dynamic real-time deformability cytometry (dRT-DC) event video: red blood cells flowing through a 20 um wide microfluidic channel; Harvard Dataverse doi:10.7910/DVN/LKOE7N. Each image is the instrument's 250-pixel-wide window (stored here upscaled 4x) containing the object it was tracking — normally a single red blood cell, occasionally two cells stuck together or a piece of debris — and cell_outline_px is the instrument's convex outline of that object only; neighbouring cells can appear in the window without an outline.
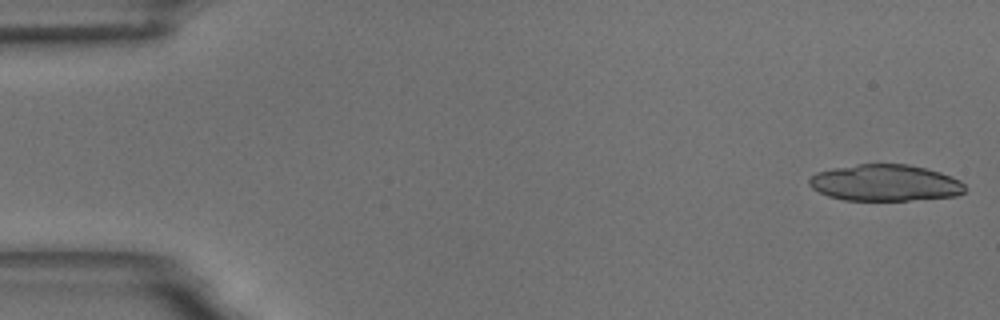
{"species": "common noctule bat (a hibernating species)", "species_latin": "Nyctalus noctula", "temperature_condition": "room temperature", "stored_images_in_passage": 41, "camera_frame_rate_fps": 3000, "um_per_image_px": 0.085, "animal": {"sex": "male", "body_mass_g": 18.8}, "frame": {"image": 1, "passage_image": 1, "time_ms": 0.0, "image_size_px": [1000, 320], "cell_outline_px": [[968, 188], [964, 192], [956, 196], [908, 200], [844, 200], [828, 196], [812, 188], [808, 184], [808, 180], [816, 172], [832, 168], [860, 164], [908, 164], [940, 172], [952, 176], [960, 180]], "centroid_in_image_um": [75.25, 15.54], "position_along_channel_um": 9.8, "area_um2": 33.18}}
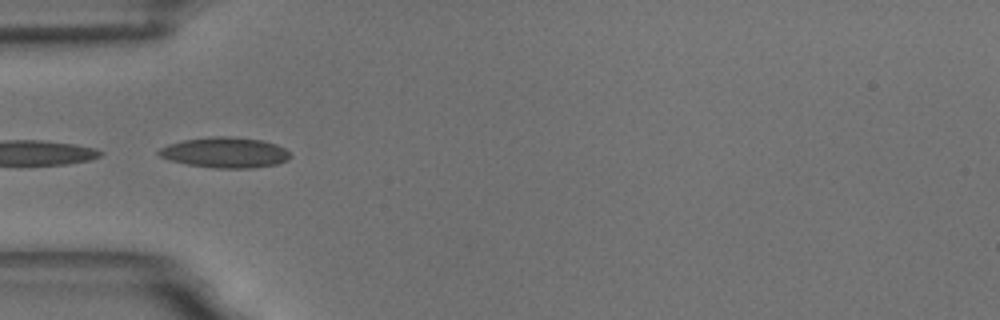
{"frame": {"image": 2, "passage_image": 17, "time_ms": 5.333, "image_size_px": [1000, 320], "cell_outline_px": [[292, 156], [288, 160], [276, 164], [252, 168], [212, 168], [188, 164], [168, 160], [160, 156], [156, 152], [160, 148], [168, 144], [184, 140], [212, 136], [228, 136], [260, 140], [276, 144], [284, 148]], "centroid_in_image_um": [19.11, 12.97], "position_along_channel_um": 65.9, "area_um2": 23.35}}